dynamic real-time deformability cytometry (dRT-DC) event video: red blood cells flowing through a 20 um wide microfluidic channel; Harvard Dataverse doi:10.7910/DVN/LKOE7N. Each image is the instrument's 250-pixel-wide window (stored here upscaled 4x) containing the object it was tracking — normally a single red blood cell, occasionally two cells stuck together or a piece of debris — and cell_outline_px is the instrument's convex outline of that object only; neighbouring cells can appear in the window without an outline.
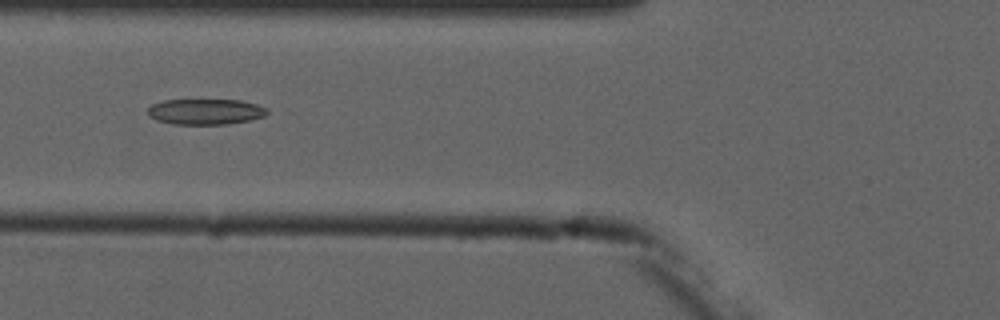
{"species": "common noctule bat (a hibernating species)", "species_latin": "Nyctalus noctula", "temperature_condition": "cold", "stored_images_in_passage": 4, "camera_frame_rate_fps": 3000, "um_per_image_px": 0.085, "animal": {"sex": "male", "forearm_length_mm": 52.5}, "frame": {"image": 1, "passage_image": 2, "time_ms": 1.333, "image_size_px": [1000, 320], "cell_outline_px": [[268, 112], [264, 116], [248, 120], [228, 124], [172, 124], [156, 120], [148, 116], [148, 108], [152, 104], [164, 100], [240, 100], [256, 104], [268, 108]], "centroid_in_image_um": [17.45, 9.49], "position_along_channel_um": 108.4, "area_um2": 17.86}}
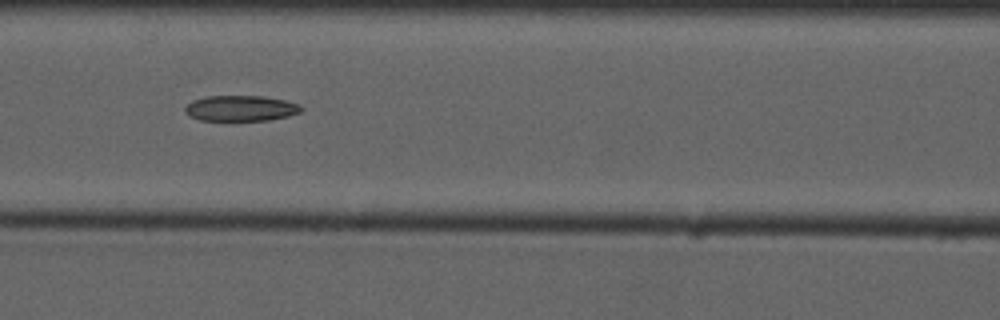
{"frame": {"image": 2, "passage_image": 3, "time_ms": 2.333, "image_size_px": [1000, 320], "cell_outline_px": [[304, 108], [300, 112], [288, 116], [268, 120], [200, 120], [192, 116], [184, 108], [192, 100], [208, 96], [260, 96], [284, 100], [300, 104]], "centroid_in_image_um": [20.51, 9.2], "position_along_channel_um": 146.1, "area_um2": 17.11}}
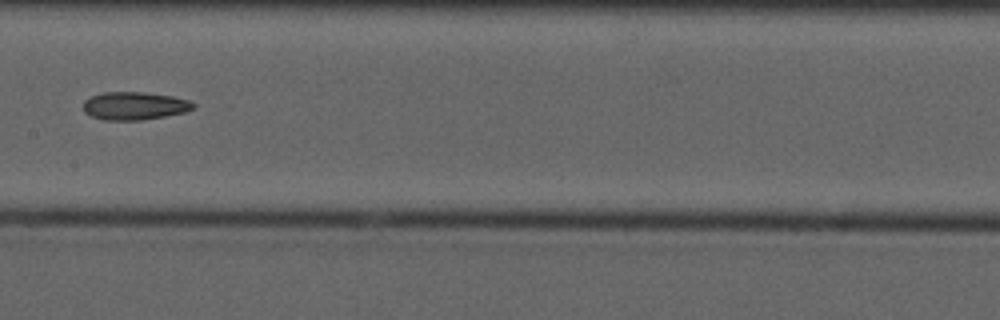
{"frame": {"image": 3, "passage_image": 4, "time_ms": 3.667, "image_size_px": [1000, 320], "cell_outline_px": [[196, 108], [184, 112], [144, 120], [104, 120], [92, 116], [84, 112], [84, 100], [92, 96], [104, 92], [144, 92], [172, 96], [188, 100], [196, 104]], "centroid_in_image_um": [11.45, 9.0], "position_along_channel_um": 196.0, "area_um2": 17.92}}